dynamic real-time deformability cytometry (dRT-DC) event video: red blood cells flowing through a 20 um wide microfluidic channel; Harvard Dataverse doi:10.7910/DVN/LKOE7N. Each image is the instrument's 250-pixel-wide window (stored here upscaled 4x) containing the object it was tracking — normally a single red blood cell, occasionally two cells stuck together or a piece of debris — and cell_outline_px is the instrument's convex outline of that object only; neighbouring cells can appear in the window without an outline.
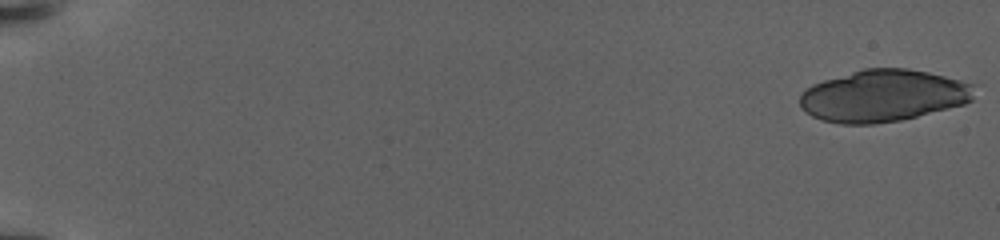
{"species": "human", "species_latin": "Homo sapiens", "temperature_condition": "warm", "stored_images_in_passage": 34, "camera_frame_rate_fps": 3000, "um_per_image_px": 0.085, "donor": {"sex": "female"}, "frame": {"image": 1, "passage_image": 1, "time_ms": 0.0, "image_size_px": [1000, 240], "cell_outline_px": [[976, 84], [972, 100], [964, 104], [900, 120], [872, 124], [840, 124], [824, 120], [812, 116], [800, 104], [800, 96], [812, 84], [824, 80], [864, 68], [904, 68], [928, 72]], "centroid_in_image_um": [75.1, 8.13], "position_along_channel_um": 9.9, "area_um2": 52.42}}
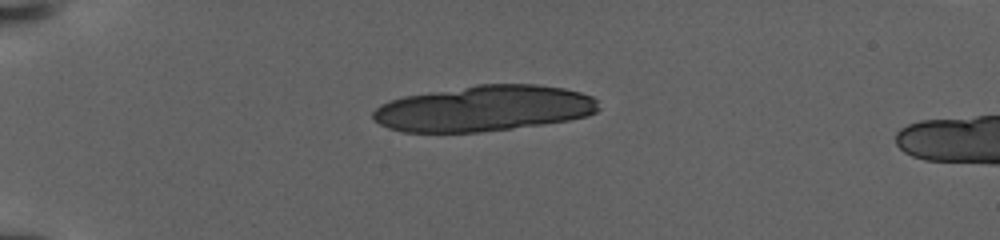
{"frame": {"image": 2, "passage_image": 22, "time_ms": 6.333, "image_size_px": [1000, 240], "cell_outline_px": [[600, 108], [596, 112], [588, 116], [568, 120], [512, 128], [480, 132], [400, 132], [388, 128], [372, 120], [372, 112], [380, 104], [404, 96], [480, 84], [536, 84], [564, 88], [580, 92], [592, 96], [596, 100]], "centroid_in_image_um": [41.13, 9.22], "position_along_channel_um": 43.9, "area_um2": 60.17}}